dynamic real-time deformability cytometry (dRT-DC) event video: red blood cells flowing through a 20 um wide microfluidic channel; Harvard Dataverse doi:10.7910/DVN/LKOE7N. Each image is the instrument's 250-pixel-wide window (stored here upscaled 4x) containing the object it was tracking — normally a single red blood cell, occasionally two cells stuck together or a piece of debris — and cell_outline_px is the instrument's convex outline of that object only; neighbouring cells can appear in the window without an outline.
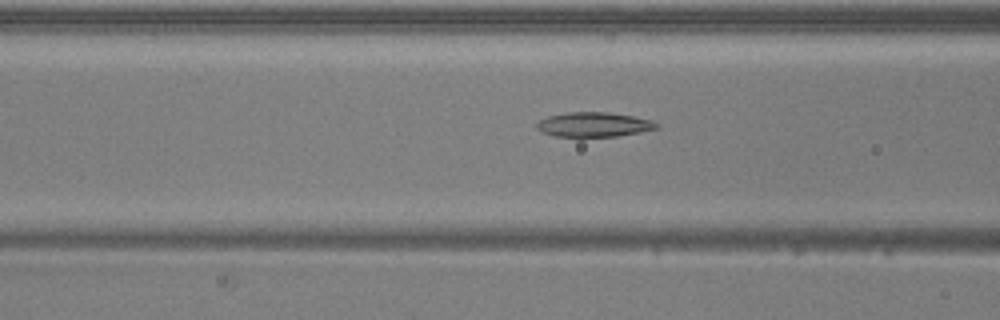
{"species": "common noctule bat (a hibernating species)", "species_latin": "Nyctalus noctula", "temperature_condition": "warm", "stored_images_in_passage": 46, "camera_frame_rate_fps": 3000, "um_per_image_px": 0.085, "animal": {"sex": "male", "body_mass_g": 20.5, "forearm_length_mm": 52.5}, "frame": {"image": 1, "passage_image": 15, "time_ms": 4.667, "image_size_px": [1000, 320], "cell_outline_px": [[660, 128], [640, 132], [616, 136], [552, 136], [540, 132], [536, 128], [536, 124], [540, 120], [548, 116], [568, 112], [608, 112], [632, 116], [652, 120], [660, 124]], "centroid_in_image_um": [50.48, 10.58], "position_along_channel_um": 116.1, "area_um2": 17.22}}
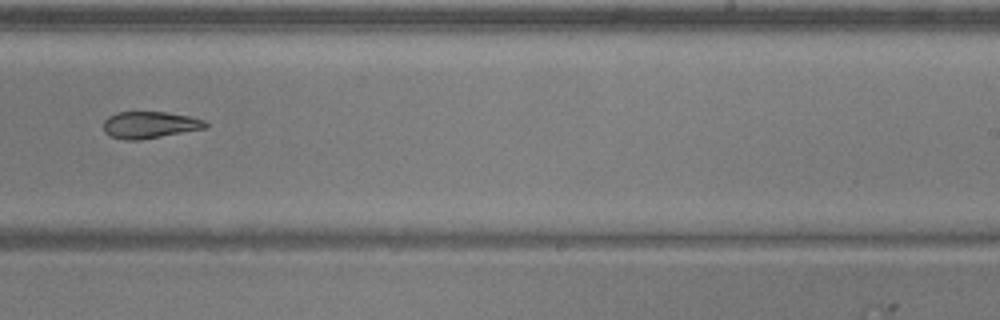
{"frame": {"image": 2, "passage_image": 27, "time_ms": 8.667, "image_size_px": [1000, 320], "cell_outline_px": [[208, 128], [140, 140], [124, 140], [108, 136], [104, 132], [104, 120], [108, 116], [116, 112], [164, 112], [188, 116], [204, 120], [208, 124]], "centroid_in_image_um": [12.7, 10.62], "position_along_channel_um": 276.3, "area_um2": 16.07}}
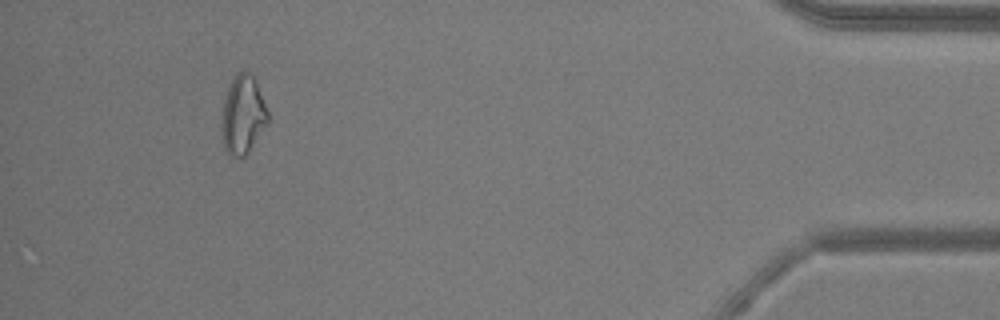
{"frame": {"image": 3, "passage_image": 42, "time_ms": 13.667, "image_size_px": [1000, 320], "cell_outline_px": [[268, 120], [248, 152], [244, 156], [232, 156], [224, 148], [220, 128], [224, 100], [228, 88], [236, 72], [248, 72], [256, 80], [268, 112]], "centroid_in_image_um": [20.62, 9.75], "position_along_channel_um": 414.6, "area_um2": 20.81}, "authors_computed_cell_mechanics": {"area_um2": 18.5827, "velocity_mm_per_s": 4.0062, "shape_relaxation_time_tau1_ms": null, "shape_relaxation_time_tau2_ms": 5.8791, "deformation_change_tau1": null, "deformation_change_tau2": 0.1378}}